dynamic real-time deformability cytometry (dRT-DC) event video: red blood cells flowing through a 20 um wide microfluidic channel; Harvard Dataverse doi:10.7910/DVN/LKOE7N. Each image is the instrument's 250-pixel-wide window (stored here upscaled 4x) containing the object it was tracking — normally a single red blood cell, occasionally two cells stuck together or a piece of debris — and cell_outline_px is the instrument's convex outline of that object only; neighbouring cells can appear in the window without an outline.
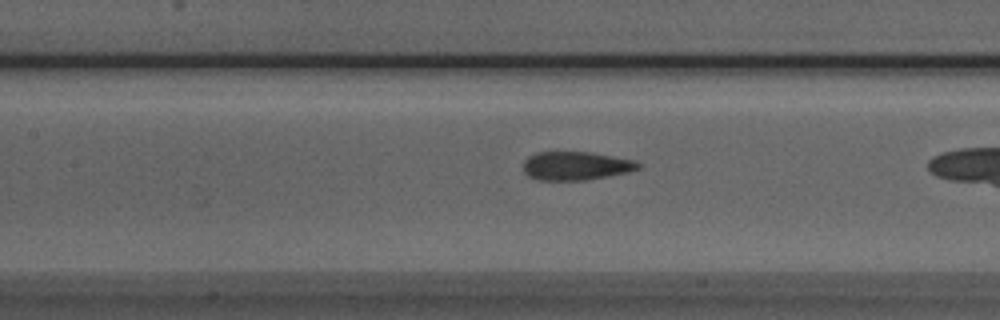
{"species": "Egyptian fruit bat (a non-hibernating species)", "species_latin": "Rousettus aegyptiacus", "temperature_condition": "room temperature", "stored_images_in_passage": 6, "camera_frame_rate_fps": 3000, "um_per_image_px": 0.085, "animal": {"sex": "male"}, "frame": {"image": 1, "passage_image": 5, "time_ms": 1.333, "image_size_px": [1000, 320], "cell_outline_px": [[640, 168], [628, 172], [584, 180], [536, 180], [528, 176], [524, 172], [524, 160], [528, 156], [536, 152], [592, 152], [632, 160], [640, 164]], "centroid_in_image_um": [48.9, 14.09], "position_along_channel_um": 158.5, "area_um2": 19.02}}